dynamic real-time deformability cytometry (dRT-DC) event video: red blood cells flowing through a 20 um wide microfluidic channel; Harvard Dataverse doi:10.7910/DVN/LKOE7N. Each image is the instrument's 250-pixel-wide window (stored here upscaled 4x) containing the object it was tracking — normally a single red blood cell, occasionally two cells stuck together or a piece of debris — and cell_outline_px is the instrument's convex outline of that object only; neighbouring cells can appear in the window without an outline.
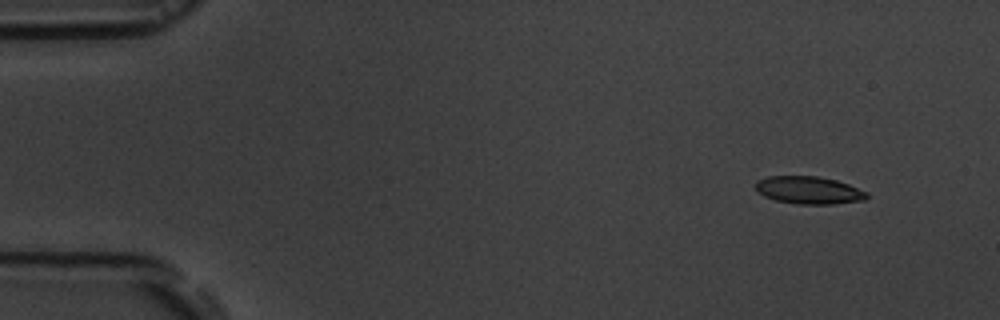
{"species": "common noctule bat (a hibernating species)", "species_latin": "Nyctalus noctula", "temperature_condition": "room temperature", "stored_images_in_passage": 14, "camera_frame_rate_fps": 3000, "um_per_image_px": 0.085, "animal": {"sex": "male", "body_mass_g": 19.5, "forearm_length_mm": 54.6}, "frame": {"image": 1, "passage_image": 1, "time_ms": 0.0, "image_size_px": [1000, 320], "cell_outline_px": [[868, 196], [864, 200], [832, 204], [796, 204], [776, 200], [764, 196], [756, 192], [756, 180], [768, 176], [816, 176], [836, 180], [848, 184], [868, 192]], "centroid_in_image_um": [68.73, 16.16], "position_along_channel_um": 16.3, "area_um2": 17.92}}
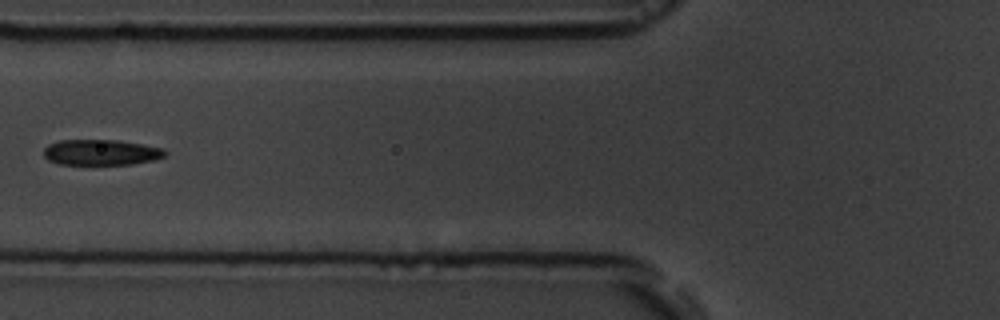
{"frame": {"image": 2, "passage_image": 5, "time_ms": 5.667, "image_size_px": [1000, 320], "cell_outline_px": [[168, 152], [164, 156], [156, 160], [132, 164], [60, 164], [48, 160], [44, 156], [44, 148], [48, 144], [60, 140], [120, 140], [164, 148]], "centroid_in_image_um": [8.62, 12.94], "position_along_channel_um": 117.2, "area_um2": 18.26}}
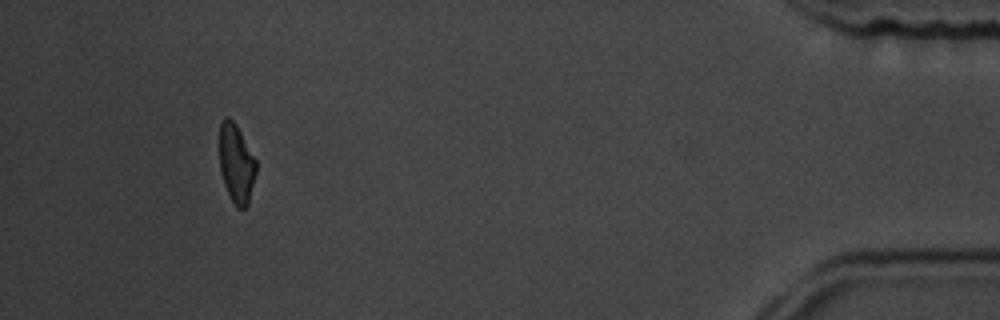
{"frame": {"image": 3, "passage_image": 13, "time_ms": 15.667, "image_size_px": [1000, 320], "cell_outline_px": [[256, 172], [248, 204], [244, 208], [236, 208], [224, 184], [220, 172], [220, 124], [224, 116], [228, 116], [236, 124], [256, 160]], "centroid_in_image_um": [20.08, 13.89], "position_along_channel_um": 415.1, "area_um2": 16.7}, "authors_computed_cell_mechanics": {"area_um2": 18.2937, "velocity_mm_per_s": 3.6505, "shape_relaxation_time_tau1_ms": 3.141, "shape_relaxation_time_tau2_ms": 2.3154, "deformation_change_tau1": 0.1231, "deformation_change_tau2": 0.0811}}